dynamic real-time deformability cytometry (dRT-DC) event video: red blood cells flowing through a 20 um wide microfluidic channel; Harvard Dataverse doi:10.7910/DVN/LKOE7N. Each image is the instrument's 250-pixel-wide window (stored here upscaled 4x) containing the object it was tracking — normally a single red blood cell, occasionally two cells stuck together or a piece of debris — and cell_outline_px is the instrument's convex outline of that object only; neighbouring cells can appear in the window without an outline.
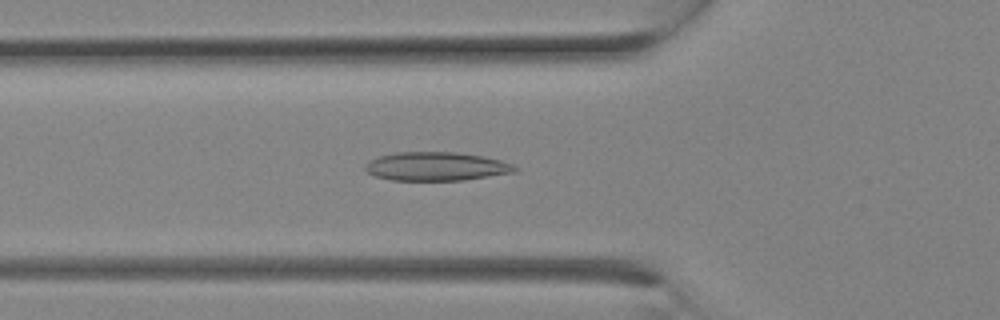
{"species": "Egyptian fruit bat (a non-hibernating species)", "species_latin": "Rousettus aegyptiacus", "temperature_condition": "room temperature", "stored_images_in_passage": 13, "camera_frame_rate_fps": 3000, "um_per_image_px": 0.085, "animal": {"sex": "female"}, "frame": {"image": 1, "passage_image": 8, "time_ms": 2.333, "image_size_px": [1000, 320], "cell_outline_px": [[520, 168], [516, 172], [464, 180], [392, 180], [376, 176], [368, 172], [364, 168], [364, 164], [380, 156], [396, 152], [456, 152], [484, 156], [500, 160], [512, 164]], "centroid_in_image_um": [37.12, 14.14], "position_along_channel_um": 88.7, "area_um2": 24.97}}
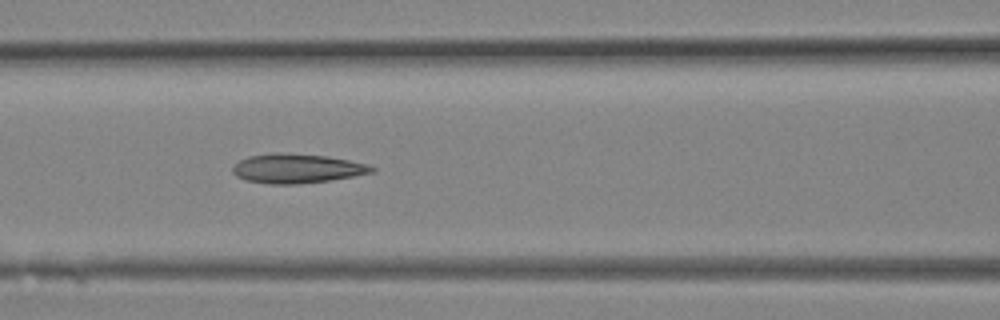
{"frame": {"image": 2, "passage_image": 10, "time_ms": 3.0, "image_size_px": [1000, 320], "cell_outline_px": [[376, 172], [328, 180], [296, 184], [268, 184], [244, 180], [236, 176], [232, 172], [232, 168], [240, 160], [248, 156], [276, 152], [328, 156], [368, 164], [376, 168]], "centroid_in_image_um": [25.22, 14.32], "position_along_channel_um": 141.4, "area_um2": 23.76}}
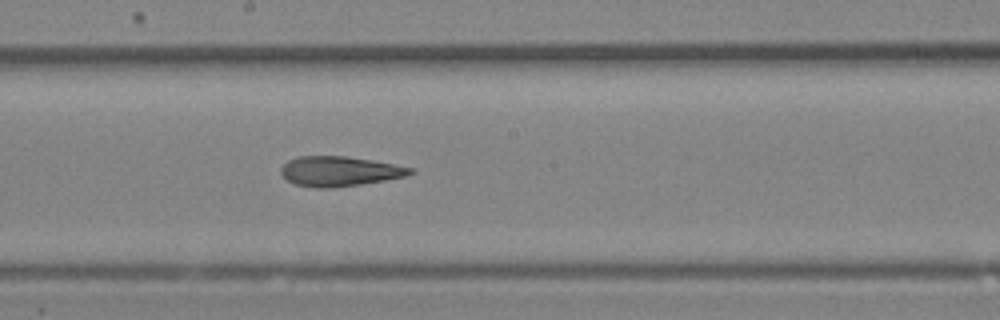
{"frame": {"image": 3, "passage_image": 13, "time_ms": 4.0, "image_size_px": [1000, 320], "cell_outline_px": [[416, 172], [404, 176], [384, 180], [360, 184], [332, 188], [316, 188], [296, 184], [288, 180], [280, 172], [280, 168], [288, 160], [296, 156], [348, 156], [372, 160], [416, 168]], "centroid_in_image_um": [28.87, 14.55], "position_along_channel_um": 219.3, "area_um2": 22.54}}